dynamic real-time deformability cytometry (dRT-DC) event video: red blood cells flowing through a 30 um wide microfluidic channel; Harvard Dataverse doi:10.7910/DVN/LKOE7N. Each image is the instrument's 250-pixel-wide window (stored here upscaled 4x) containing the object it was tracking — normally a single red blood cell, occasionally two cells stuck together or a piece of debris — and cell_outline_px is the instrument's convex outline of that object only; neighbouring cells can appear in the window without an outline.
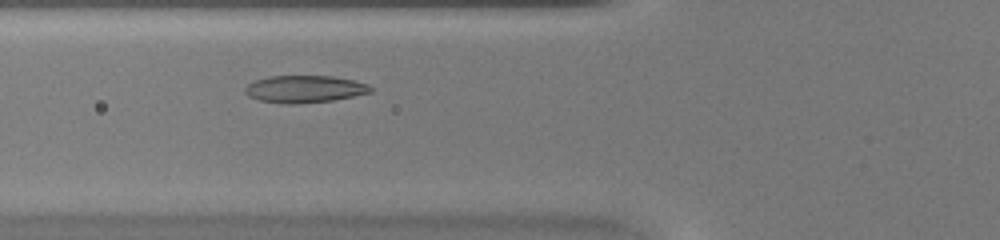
{"species": "common noctule bat (a hibernating species)", "species_latin": "Nyctalus noctula", "temperature_condition": "warm", "stored_images_in_passage": 36, "camera_frame_rate_fps": 3000, "um_per_image_px": 0.085, "animal": {"sex": "female", "body_mass_g": 20.0, "forearm_length_mm": 54.0}, "frame": {"image": 1, "passage_image": 8, "time_ms": 2.333, "image_size_px": [1000, 240], "cell_outline_px": [[372, 92], [332, 100], [296, 104], [280, 104], [260, 100], [248, 96], [244, 92], [244, 88], [248, 84], [256, 80], [268, 76], [332, 76], [352, 80], [368, 84], [372, 88]], "centroid_in_image_um": [25.85, 7.57], "position_along_channel_um": 99.9, "area_um2": 19.88}}
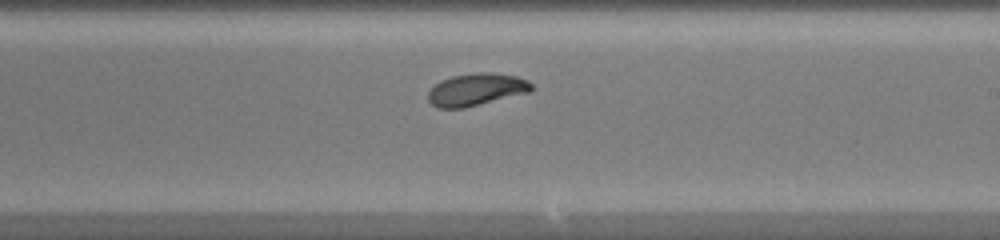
{"frame": {"image": 2, "passage_image": 18, "time_ms": 5.667, "image_size_px": [1000, 240], "cell_outline_px": [[532, 92], [464, 108], [436, 108], [428, 100], [428, 92], [440, 80], [452, 76], [480, 72], [492, 72], [516, 76], [528, 80], [532, 84]], "centroid_in_image_um": [40.51, 7.61], "position_along_channel_um": 248.5, "area_um2": 19.59}}
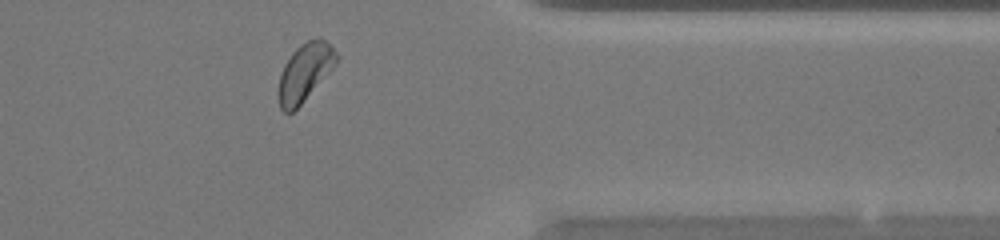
{"frame": {"image": 3, "passage_image": 28, "time_ms": 9.0, "image_size_px": [1000, 240], "cell_outline_px": [[340, 56], [336, 64], [300, 104], [292, 112], [284, 112], [280, 108], [276, 96], [276, 92], [280, 72], [284, 64], [292, 52], [300, 44], [308, 40], [320, 36]], "centroid_in_image_um": [25.86, 6.14], "position_along_channel_um": 385.5, "area_um2": 19.59}}